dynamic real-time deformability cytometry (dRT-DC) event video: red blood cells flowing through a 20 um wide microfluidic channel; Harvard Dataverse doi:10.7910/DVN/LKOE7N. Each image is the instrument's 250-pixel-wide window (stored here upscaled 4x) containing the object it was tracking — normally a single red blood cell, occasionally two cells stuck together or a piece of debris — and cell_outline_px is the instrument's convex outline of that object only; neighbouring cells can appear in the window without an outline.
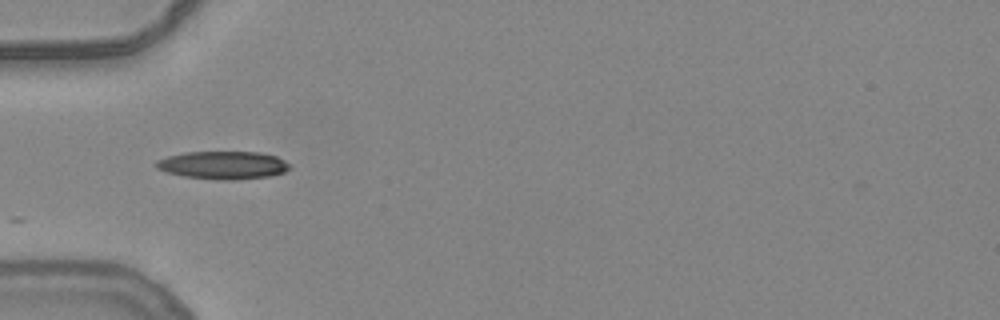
{"species": "common noctule bat (a hibernating species)", "species_latin": "Nyctalus noctula", "temperature_condition": "warm", "stored_images_in_passage": 4, "camera_frame_rate_fps": 3000, "um_per_image_px": 0.085, "animal": {"sex": "female", "body_mass_g": 24.6, "forearm_length_mm": 56.2}, "frame": {"image": 1, "passage_image": 1, "time_ms": 0.0, "image_size_px": [1000, 320], "cell_outline_px": [[288, 168], [284, 172], [268, 176], [236, 180], [220, 180], [184, 176], [168, 172], [156, 168], [152, 164], [156, 160], [168, 156], [184, 152], [260, 152], [276, 156], [284, 160], [288, 164]], "centroid_in_image_um": [18.91, 14.03], "position_along_channel_um": 66.1, "area_um2": 21.68}}
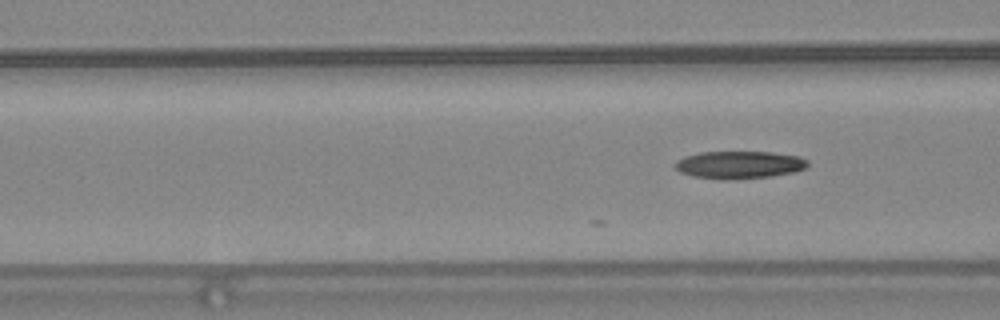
{"frame": {"image": 2, "passage_image": 4, "time_ms": 1.0, "image_size_px": [1000, 320], "cell_outline_px": [[808, 168], [792, 172], [772, 176], [732, 180], [720, 180], [692, 176], [680, 172], [672, 164], [676, 160], [684, 156], [700, 152], [772, 152], [800, 156], [808, 160]], "centroid_in_image_um": [62.82, 14.01], "position_along_channel_um": 103.8, "area_um2": 21.68}}